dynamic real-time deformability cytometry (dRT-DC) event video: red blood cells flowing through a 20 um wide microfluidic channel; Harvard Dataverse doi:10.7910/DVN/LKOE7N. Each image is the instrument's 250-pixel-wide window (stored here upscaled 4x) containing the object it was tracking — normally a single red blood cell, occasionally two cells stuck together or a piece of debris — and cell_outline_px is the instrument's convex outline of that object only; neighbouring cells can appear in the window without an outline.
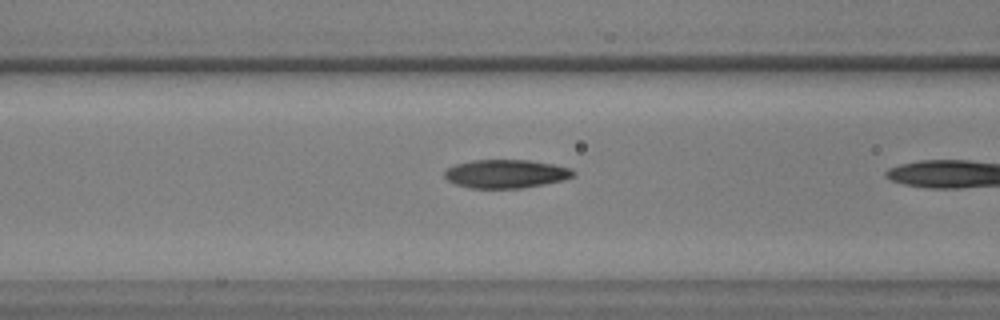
{"species": "common noctule bat (a hibernating species)", "species_latin": "Nyctalus noctula", "temperature_condition": "warm", "stored_images_in_passage": 9, "camera_frame_rate_fps": 3000, "um_per_image_px": 0.085, "animal": {"sex": "male", "body_mass_g": 17.9, "forearm_length_mm": 54.2}, "frame": {"image": 1, "passage_image": 7, "time_ms": 2.0, "image_size_px": [1000, 320], "cell_outline_px": [[576, 176], [564, 180], [544, 184], [520, 188], [472, 188], [456, 184], [448, 180], [444, 176], [444, 172], [448, 168], [456, 164], [472, 160], [528, 160], [556, 164], [572, 168], [576, 172]], "centroid_in_image_um": [43.07, 14.77], "position_along_channel_um": 123.5, "area_um2": 21.5}}